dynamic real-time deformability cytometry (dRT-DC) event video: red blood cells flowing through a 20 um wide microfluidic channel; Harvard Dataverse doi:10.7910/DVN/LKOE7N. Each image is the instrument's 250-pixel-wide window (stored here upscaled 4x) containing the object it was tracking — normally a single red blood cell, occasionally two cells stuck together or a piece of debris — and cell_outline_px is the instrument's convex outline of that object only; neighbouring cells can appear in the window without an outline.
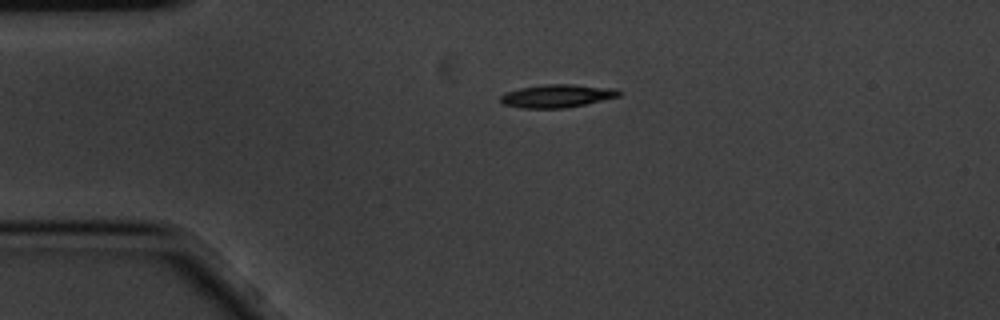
{"species": "common noctule bat (a hibernating species)", "species_latin": "Nyctalus noctula", "temperature_condition": "cold", "stored_images_in_passage": 5, "camera_frame_rate_fps": 3000, "um_per_image_px": 0.085, "animal": {"sex": "male", "body_mass_g": 20.1, "forearm_length_mm": 53.5}, "frame": {"image": 1, "passage_image": 5, "time_ms": 1.333, "image_size_px": [1000, 320], "cell_outline_px": [[624, 92], [620, 96], [584, 104], [564, 108], [520, 108], [504, 104], [500, 100], [500, 96], [504, 92], [520, 88], [544, 84], [572, 84], [616, 88]], "centroid_in_image_um": [47.36, 8.14], "position_along_channel_um": 37.6, "area_um2": 16.01}}